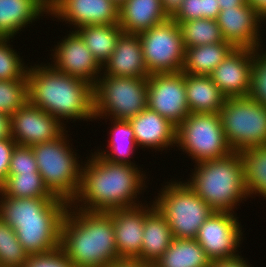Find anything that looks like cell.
<instances>
[{
	"mask_svg": "<svg viewBox=\"0 0 266 267\" xmlns=\"http://www.w3.org/2000/svg\"><path fill=\"white\" fill-rule=\"evenodd\" d=\"M237 218L232 212L213 211L200 226L195 239L211 261L239 256L236 249L241 244L243 233Z\"/></svg>",
	"mask_w": 266,
	"mask_h": 267,
	"instance_id": "12",
	"label": "cell"
},
{
	"mask_svg": "<svg viewBox=\"0 0 266 267\" xmlns=\"http://www.w3.org/2000/svg\"><path fill=\"white\" fill-rule=\"evenodd\" d=\"M154 203L170 225L173 238L195 239L213 209L184 182H166Z\"/></svg>",
	"mask_w": 266,
	"mask_h": 267,
	"instance_id": "7",
	"label": "cell"
},
{
	"mask_svg": "<svg viewBox=\"0 0 266 267\" xmlns=\"http://www.w3.org/2000/svg\"><path fill=\"white\" fill-rule=\"evenodd\" d=\"M118 10L123 33L139 34L169 19L161 0H127Z\"/></svg>",
	"mask_w": 266,
	"mask_h": 267,
	"instance_id": "23",
	"label": "cell"
},
{
	"mask_svg": "<svg viewBox=\"0 0 266 267\" xmlns=\"http://www.w3.org/2000/svg\"><path fill=\"white\" fill-rule=\"evenodd\" d=\"M151 206V207H150ZM155 207L143 204L133 208L108 211L113 228L119 259H137L141 253L145 216Z\"/></svg>",
	"mask_w": 266,
	"mask_h": 267,
	"instance_id": "19",
	"label": "cell"
},
{
	"mask_svg": "<svg viewBox=\"0 0 266 267\" xmlns=\"http://www.w3.org/2000/svg\"><path fill=\"white\" fill-rule=\"evenodd\" d=\"M67 35L52 49L55 52L51 54L54 59L51 66L61 73L83 79L94 86L102 74V66L75 30Z\"/></svg>",
	"mask_w": 266,
	"mask_h": 267,
	"instance_id": "15",
	"label": "cell"
},
{
	"mask_svg": "<svg viewBox=\"0 0 266 267\" xmlns=\"http://www.w3.org/2000/svg\"><path fill=\"white\" fill-rule=\"evenodd\" d=\"M29 102L27 78L0 80V113L11 116Z\"/></svg>",
	"mask_w": 266,
	"mask_h": 267,
	"instance_id": "34",
	"label": "cell"
},
{
	"mask_svg": "<svg viewBox=\"0 0 266 267\" xmlns=\"http://www.w3.org/2000/svg\"><path fill=\"white\" fill-rule=\"evenodd\" d=\"M233 49L234 47L226 40L216 44L185 48L182 72L209 76Z\"/></svg>",
	"mask_w": 266,
	"mask_h": 267,
	"instance_id": "26",
	"label": "cell"
},
{
	"mask_svg": "<svg viewBox=\"0 0 266 267\" xmlns=\"http://www.w3.org/2000/svg\"><path fill=\"white\" fill-rule=\"evenodd\" d=\"M10 136V116L0 113V139Z\"/></svg>",
	"mask_w": 266,
	"mask_h": 267,
	"instance_id": "45",
	"label": "cell"
},
{
	"mask_svg": "<svg viewBox=\"0 0 266 267\" xmlns=\"http://www.w3.org/2000/svg\"><path fill=\"white\" fill-rule=\"evenodd\" d=\"M149 74L182 71L185 46L179 25L173 19L138 34Z\"/></svg>",
	"mask_w": 266,
	"mask_h": 267,
	"instance_id": "11",
	"label": "cell"
},
{
	"mask_svg": "<svg viewBox=\"0 0 266 267\" xmlns=\"http://www.w3.org/2000/svg\"><path fill=\"white\" fill-rule=\"evenodd\" d=\"M247 263L248 261L246 262L242 256H237L231 259L211 261L210 267H250L251 265Z\"/></svg>",
	"mask_w": 266,
	"mask_h": 267,
	"instance_id": "41",
	"label": "cell"
},
{
	"mask_svg": "<svg viewBox=\"0 0 266 267\" xmlns=\"http://www.w3.org/2000/svg\"><path fill=\"white\" fill-rule=\"evenodd\" d=\"M183 0H161L164 13L171 19L179 10Z\"/></svg>",
	"mask_w": 266,
	"mask_h": 267,
	"instance_id": "43",
	"label": "cell"
},
{
	"mask_svg": "<svg viewBox=\"0 0 266 267\" xmlns=\"http://www.w3.org/2000/svg\"><path fill=\"white\" fill-rule=\"evenodd\" d=\"M28 256L16 231L0 219V267H23Z\"/></svg>",
	"mask_w": 266,
	"mask_h": 267,
	"instance_id": "33",
	"label": "cell"
},
{
	"mask_svg": "<svg viewBox=\"0 0 266 267\" xmlns=\"http://www.w3.org/2000/svg\"><path fill=\"white\" fill-rule=\"evenodd\" d=\"M219 116L232 151L266 145V106L250 96L226 98Z\"/></svg>",
	"mask_w": 266,
	"mask_h": 267,
	"instance_id": "9",
	"label": "cell"
},
{
	"mask_svg": "<svg viewBox=\"0 0 266 267\" xmlns=\"http://www.w3.org/2000/svg\"><path fill=\"white\" fill-rule=\"evenodd\" d=\"M184 83L191 113H219L226 97L210 76L184 73Z\"/></svg>",
	"mask_w": 266,
	"mask_h": 267,
	"instance_id": "24",
	"label": "cell"
},
{
	"mask_svg": "<svg viewBox=\"0 0 266 267\" xmlns=\"http://www.w3.org/2000/svg\"><path fill=\"white\" fill-rule=\"evenodd\" d=\"M10 39L0 38V80H20L27 78L28 66L25 67L24 62L18 53L11 48ZM9 41V42H8Z\"/></svg>",
	"mask_w": 266,
	"mask_h": 267,
	"instance_id": "35",
	"label": "cell"
},
{
	"mask_svg": "<svg viewBox=\"0 0 266 267\" xmlns=\"http://www.w3.org/2000/svg\"><path fill=\"white\" fill-rule=\"evenodd\" d=\"M75 31L82 37L85 45L101 66L109 59L115 50L118 38L123 33L119 24L85 25Z\"/></svg>",
	"mask_w": 266,
	"mask_h": 267,
	"instance_id": "28",
	"label": "cell"
},
{
	"mask_svg": "<svg viewBox=\"0 0 266 267\" xmlns=\"http://www.w3.org/2000/svg\"><path fill=\"white\" fill-rule=\"evenodd\" d=\"M44 14H49V0H0V38H13Z\"/></svg>",
	"mask_w": 266,
	"mask_h": 267,
	"instance_id": "22",
	"label": "cell"
},
{
	"mask_svg": "<svg viewBox=\"0 0 266 267\" xmlns=\"http://www.w3.org/2000/svg\"><path fill=\"white\" fill-rule=\"evenodd\" d=\"M109 267H153V265L138 259L128 258V259H118Z\"/></svg>",
	"mask_w": 266,
	"mask_h": 267,
	"instance_id": "42",
	"label": "cell"
},
{
	"mask_svg": "<svg viewBox=\"0 0 266 267\" xmlns=\"http://www.w3.org/2000/svg\"><path fill=\"white\" fill-rule=\"evenodd\" d=\"M67 135L64 131L55 140L31 147L45 187L53 196L71 204L80 188L82 166L66 140Z\"/></svg>",
	"mask_w": 266,
	"mask_h": 267,
	"instance_id": "6",
	"label": "cell"
},
{
	"mask_svg": "<svg viewBox=\"0 0 266 267\" xmlns=\"http://www.w3.org/2000/svg\"><path fill=\"white\" fill-rule=\"evenodd\" d=\"M23 267H75L59 247L48 253L30 255Z\"/></svg>",
	"mask_w": 266,
	"mask_h": 267,
	"instance_id": "39",
	"label": "cell"
},
{
	"mask_svg": "<svg viewBox=\"0 0 266 267\" xmlns=\"http://www.w3.org/2000/svg\"><path fill=\"white\" fill-rule=\"evenodd\" d=\"M102 70L104 71L102 75L148 78L150 74L144 62L138 34L122 33Z\"/></svg>",
	"mask_w": 266,
	"mask_h": 267,
	"instance_id": "20",
	"label": "cell"
},
{
	"mask_svg": "<svg viewBox=\"0 0 266 267\" xmlns=\"http://www.w3.org/2000/svg\"><path fill=\"white\" fill-rule=\"evenodd\" d=\"M211 260L196 239L174 238L153 267H210Z\"/></svg>",
	"mask_w": 266,
	"mask_h": 267,
	"instance_id": "27",
	"label": "cell"
},
{
	"mask_svg": "<svg viewBox=\"0 0 266 267\" xmlns=\"http://www.w3.org/2000/svg\"><path fill=\"white\" fill-rule=\"evenodd\" d=\"M65 124L44 110L27 102L10 116V137L21 146L57 139L64 131Z\"/></svg>",
	"mask_w": 266,
	"mask_h": 267,
	"instance_id": "14",
	"label": "cell"
},
{
	"mask_svg": "<svg viewBox=\"0 0 266 267\" xmlns=\"http://www.w3.org/2000/svg\"><path fill=\"white\" fill-rule=\"evenodd\" d=\"M27 82L29 102L60 122L95 120L93 85L85 80L61 73L49 63L28 67Z\"/></svg>",
	"mask_w": 266,
	"mask_h": 267,
	"instance_id": "4",
	"label": "cell"
},
{
	"mask_svg": "<svg viewBox=\"0 0 266 267\" xmlns=\"http://www.w3.org/2000/svg\"><path fill=\"white\" fill-rule=\"evenodd\" d=\"M177 24L179 25L185 48L225 41L216 20L199 18L186 22H177Z\"/></svg>",
	"mask_w": 266,
	"mask_h": 267,
	"instance_id": "32",
	"label": "cell"
},
{
	"mask_svg": "<svg viewBox=\"0 0 266 267\" xmlns=\"http://www.w3.org/2000/svg\"><path fill=\"white\" fill-rule=\"evenodd\" d=\"M220 10L230 9L246 4V0H217Z\"/></svg>",
	"mask_w": 266,
	"mask_h": 267,
	"instance_id": "46",
	"label": "cell"
},
{
	"mask_svg": "<svg viewBox=\"0 0 266 267\" xmlns=\"http://www.w3.org/2000/svg\"><path fill=\"white\" fill-rule=\"evenodd\" d=\"M256 49L255 60L252 66V82L249 96L266 106V51L259 53Z\"/></svg>",
	"mask_w": 266,
	"mask_h": 267,
	"instance_id": "37",
	"label": "cell"
},
{
	"mask_svg": "<svg viewBox=\"0 0 266 267\" xmlns=\"http://www.w3.org/2000/svg\"><path fill=\"white\" fill-rule=\"evenodd\" d=\"M39 172L32 147L16 145L10 159L8 175Z\"/></svg>",
	"mask_w": 266,
	"mask_h": 267,
	"instance_id": "38",
	"label": "cell"
},
{
	"mask_svg": "<svg viewBox=\"0 0 266 267\" xmlns=\"http://www.w3.org/2000/svg\"><path fill=\"white\" fill-rule=\"evenodd\" d=\"M256 50L234 48L209 75L226 98L249 96Z\"/></svg>",
	"mask_w": 266,
	"mask_h": 267,
	"instance_id": "17",
	"label": "cell"
},
{
	"mask_svg": "<svg viewBox=\"0 0 266 267\" xmlns=\"http://www.w3.org/2000/svg\"><path fill=\"white\" fill-rule=\"evenodd\" d=\"M147 91L148 78L100 76L93 86L94 118L131 119L147 107Z\"/></svg>",
	"mask_w": 266,
	"mask_h": 267,
	"instance_id": "8",
	"label": "cell"
},
{
	"mask_svg": "<svg viewBox=\"0 0 266 267\" xmlns=\"http://www.w3.org/2000/svg\"><path fill=\"white\" fill-rule=\"evenodd\" d=\"M246 3L256 11L262 20H266V0H246Z\"/></svg>",
	"mask_w": 266,
	"mask_h": 267,
	"instance_id": "44",
	"label": "cell"
},
{
	"mask_svg": "<svg viewBox=\"0 0 266 267\" xmlns=\"http://www.w3.org/2000/svg\"><path fill=\"white\" fill-rule=\"evenodd\" d=\"M195 165L191 178L185 183L214 211L234 213L237 204L249 197L239 152Z\"/></svg>",
	"mask_w": 266,
	"mask_h": 267,
	"instance_id": "5",
	"label": "cell"
},
{
	"mask_svg": "<svg viewBox=\"0 0 266 267\" xmlns=\"http://www.w3.org/2000/svg\"><path fill=\"white\" fill-rule=\"evenodd\" d=\"M143 229L141 253L137 259L153 265L174 238L169 223L156 207L145 216Z\"/></svg>",
	"mask_w": 266,
	"mask_h": 267,
	"instance_id": "25",
	"label": "cell"
},
{
	"mask_svg": "<svg viewBox=\"0 0 266 267\" xmlns=\"http://www.w3.org/2000/svg\"><path fill=\"white\" fill-rule=\"evenodd\" d=\"M118 9L111 0H49V15L69 22L74 29L118 24Z\"/></svg>",
	"mask_w": 266,
	"mask_h": 267,
	"instance_id": "16",
	"label": "cell"
},
{
	"mask_svg": "<svg viewBox=\"0 0 266 267\" xmlns=\"http://www.w3.org/2000/svg\"><path fill=\"white\" fill-rule=\"evenodd\" d=\"M0 219L11 226L30 255L60 247L61 227L69 203L60 198H13L0 193Z\"/></svg>",
	"mask_w": 266,
	"mask_h": 267,
	"instance_id": "2",
	"label": "cell"
},
{
	"mask_svg": "<svg viewBox=\"0 0 266 267\" xmlns=\"http://www.w3.org/2000/svg\"><path fill=\"white\" fill-rule=\"evenodd\" d=\"M111 120L113 126L109 129L111 131L109 133V144L107 145V147L110 148V152L108 150L107 153L106 151L102 152L101 150L100 152L97 150L98 152L95 151L94 153H98L103 159L112 163L135 165L131 162L130 158H133L131 156L138 147L135 142L134 131L131 124L128 120Z\"/></svg>",
	"mask_w": 266,
	"mask_h": 267,
	"instance_id": "29",
	"label": "cell"
},
{
	"mask_svg": "<svg viewBox=\"0 0 266 267\" xmlns=\"http://www.w3.org/2000/svg\"><path fill=\"white\" fill-rule=\"evenodd\" d=\"M219 12L217 0H183L178 12L171 19L176 22L199 18L216 20Z\"/></svg>",
	"mask_w": 266,
	"mask_h": 267,
	"instance_id": "36",
	"label": "cell"
},
{
	"mask_svg": "<svg viewBox=\"0 0 266 267\" xmlns=\"http://www.w3.org/2000/svg\"><path fill=\"white\" fill-rule=\"evenodd\" d=\"M16 145L17 143L10 136L0 139V187L7 179L11 155Z\"/></svg>",
	"mask_w": 266,
	"mask_h": 267,
	"instance_id": "40",
	"label": "cell"
},
{
	"mask_svg": "<svg viewBox=\"0 0 266 267\" xmlns=\"http://www.w3.org/2000/svg\"><path fill=\"white\" fill-rule=\"evenodd\" d=\"M118 8H120L127 0H111Z\"/></svg>",
	"mask_w": 266,
	"mask_h": 267,
	"instance_id": "47",
	"label": "cell"
},
{
	"mask_svg": "<svg viewBox=\"0 0 266 267\" xmlns=\"http://www.w3.org/2000/svg\"><path fill=\"white\" fill-rule=\"evenodd\" d=\"M200 163L229 155L231 148L222 129L219 113H190L176 127V144Z\"/></svg>",
	"mask_w": 266,
	"mask_h": 267,
	"instance_id": "10",
	"label": "cell"
},
{
	"mask_svg": "<svg viewBox=\"0 0 266 267\" xmlns=\"http://www.w3.org/2000/svg\"><path fill=\"white\" fill-rule=\"evenodd\" d=\"M60 248L75 267H109L119 259L111 214L69 204L62 221Z\"/></svg>",
	"mask_w": 266,
	"mask_h": 267,
	"instance_id": "3",
	"label": "cell"
},
{
	"mask_svg": "<svg viewBox=\"0 0 266 267\" xmlns=\"http://www.w3.org/2000/svg\"><path fill=\"white\" fill-rule=\"evenodd\" d=\"M90 157L82 165L80 188L71 202L73 207L108 212L141 205L135 199L146 187L147 176L143 171L135 165L109 162L97 153Z\"/></svg>",
	"mask_w": 266,
	"mask_h": 267,
	"instance_id": "1",
	"label": "cell"
},
{
	"mask_svg": "<svg viewBox=\"0 0 266 267\" xmlns=\"http://www.w3.org/2000/svg\"><path fill=\"white\" fill-rule=\"evenodd\" d=\"M243 162L244 183L249 197L266 199V145L239 151Z\"/></svg>",
	"mask_w": 266,
	"mask_h": 267,
	"instance_id": "30",
	"label": "cell"
},
{
	"mask_svg": "<svg viewBox=\"0 0 266 267\" xmlns=\"http://www.w3.org/2000/svg\"><path fill=\"white\" fill-rule=\"evenodd\" d=\"M147 107L177 127L191 113L186 99L184 73L151 74L148 77Z\"/></svg>",
	"mask_w": 266,
	"mask_h": 267,
	"instance_id": "13",
	"label": "cell"
},
{
	"mask_svg": "<svg viewBox=\"0 0 266 267\" xmlns=\"http://www.w3.org/2000/svg\"><path fill=\"white\" fill-rule=\"evenodd\" d=\"M0 193L13 198H58L45 187L39 172L8 175Z\"/></svg>",
	"mask_w": 266,
	"mask_h": 267,
	"instance_id": "31",
	"label": "cell"
},
{
	"mask_svg": "<svg viewBox=\"0 0 266 267\" xmlns=\"http://www.w3.org/2000/svg\"><path fill=\"white\" fill-rule=\"evenodd\" d=\"M128 121L139 147L160 151L176 144V126L148 107Z\"/></svg>",
	"mask_w": 266,
	"mask_h": 267,
	"instance_id": "21",
	"label": "cell"
},
{
	"mask_svg": "<svg viewBox=\"0 0 266 267\" xmlns=\"http://www.w3.org/2000/svg\"><path fill=\"white\" fill-rule=\"evenodd\" d=\"M217 24L224 39L234 48L256 50L261 48V21L256 11L247 3L230 9L220 10Z\"/></svg>",
	"mask_w": 266,
	"mask_h": 267,
	"instance_id": "18",
	"label": "cell"
}]
</instances>
